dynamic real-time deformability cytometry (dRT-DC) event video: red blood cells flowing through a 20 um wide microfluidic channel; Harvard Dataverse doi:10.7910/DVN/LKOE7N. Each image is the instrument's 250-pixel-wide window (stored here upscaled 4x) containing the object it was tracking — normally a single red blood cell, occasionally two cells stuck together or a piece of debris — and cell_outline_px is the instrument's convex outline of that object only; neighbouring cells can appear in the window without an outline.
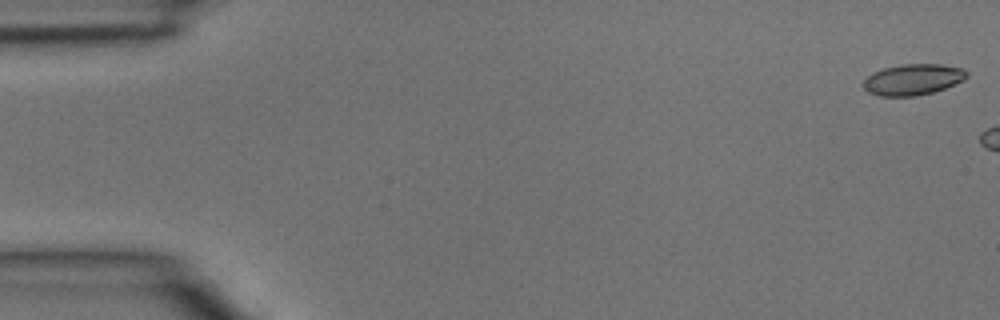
{"species": "common noctule bat (a hibernating species)", "species_latin": "Nyctalus noctula", "temperature_condition": "room temperature", "stored_images_in_passage": 6, "camera_frame_rate_fps": 3000, "um_per_image_px": 0.085, "animal": {"sex": "male", "body_mass_g": 15.6}, "frame": {"image": 1, "passage_image": 1, "time_ms": 0.0, "image_size_px": [1000, 320], "cell_outline_px": [[968, 76], [964, 80], [944, 88], [932, 92], [912, 96], [880, 96], [868, 92], [860, 84], [872, 72], [884, 68], [900, 64], [940, 64], [960, 68], [968, 72]], "centroid_in_image_um": [77.56, 6.75], "position_along_channel_um": 7.4, "area_um2": 18.67}}
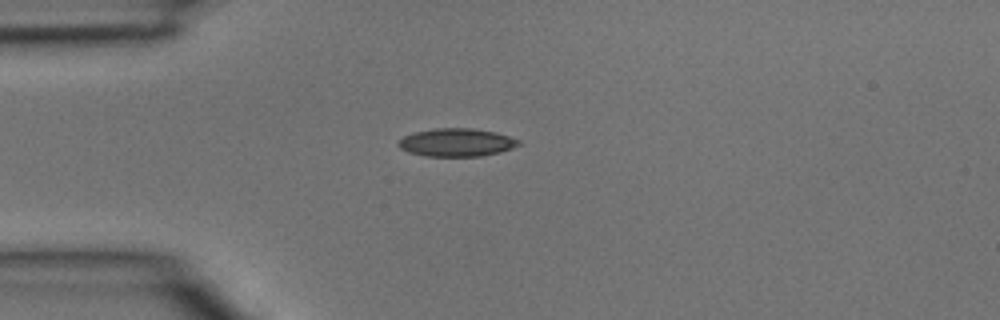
{"frame": {"image": 2, "passage_image": 5, "time_ms": 1.333, "image_size_px": [1000, 320], "cell_outline_px": [[520, 144], [512, 148], [500, 152], [480, 156], [424, 156], [408, 152], [400, 148], [396, 144], [404, 136], [416, 132], [436, 128], [472, 128], [496, 132], [520, 140]], "centroid_in_image_um": [38.8, 12.11], "position_along_channel_um": 46.2, "area_um2": 19.59}}
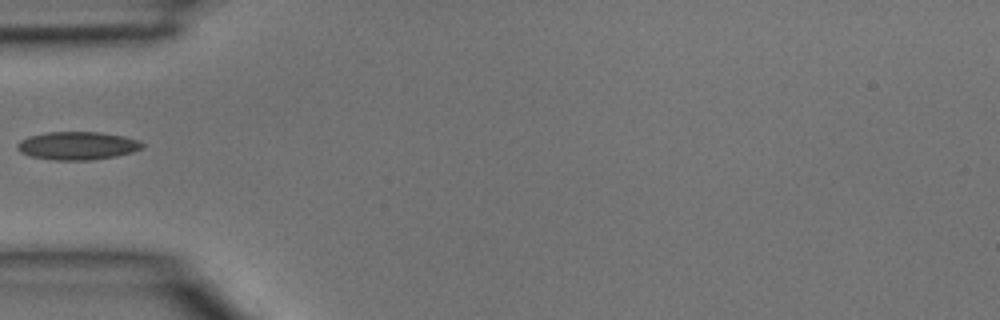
{"frame": {"image": 3, "passage_image": 6, "time_ms": 1.667, "image_size_px": [1000, 320], "cell_outline_px": [[144, 148], [132, 152], [116, 156], [92, 160], [56, 160], [28, 156], [20, 152], [16, 148], [16, 144], [20, 140], [28, 136], [48, 132], [100, 132], [124, 136], [140, 140], [144, 144]], "centroid_in_image_um": [6.58, 12.38], "position_along_channel_um": 78.4, "area_um2": 20.69}}